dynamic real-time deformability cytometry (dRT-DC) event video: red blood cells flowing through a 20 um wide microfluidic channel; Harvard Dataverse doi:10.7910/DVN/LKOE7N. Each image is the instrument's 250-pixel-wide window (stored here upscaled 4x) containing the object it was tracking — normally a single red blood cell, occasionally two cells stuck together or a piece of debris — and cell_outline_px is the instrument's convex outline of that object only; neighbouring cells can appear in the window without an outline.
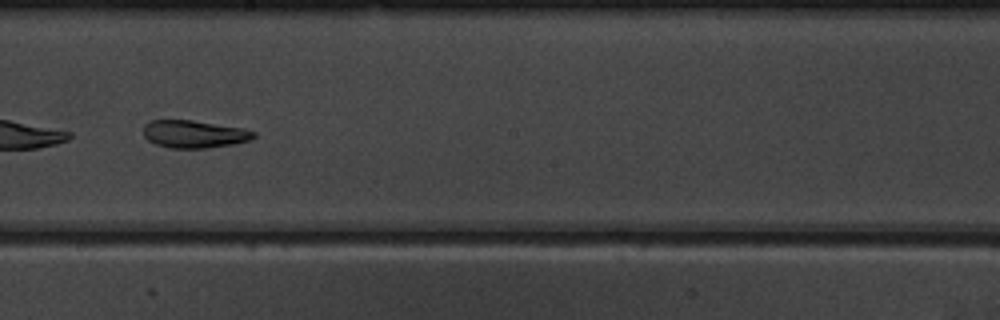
{"species": "common noctule bat (a hibernating species)", "species_latin": "Nyctalus noctula", "temperature_condition": "warm", "stored_images_in_passage": 33, "camera_frame_rate_fps": 3000, "um_per_image_px": 0.085, "animal": {"sex": "male", "body_mass_g": 19.5, "forearm_length_mm": 54.6}, "frame": {"image": 1, "passage_image": 15, "time_ms": 4.667, "image_size_px": [1000, 320], "cell_outline_px": [[256, 136], [248, 140], [232, 144], [208, 148], [172, 148], [156, 144], [148, 140], [144, 136], [144, 124], [148, 120], [192, 120], [244, 128], [256, 132]], "centroid_in_image_um": [16.49, 11.39], "position_along_channel_um": 231.7, "area_um2": 17.74}}
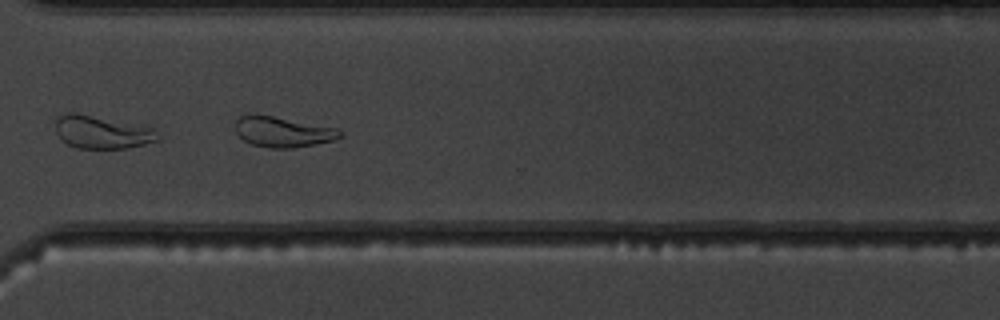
{"frame": {"image": 2, "passage_image": 24, "time_ms": 7.667, "image_size_px": [1000, 320], "cell_outline_px": [[344, 136], [336, 140], [296, 148], [268, 148], [252, 144], [244, 140], [236, 132], [236, 120], [240, 116], [256, 112], [340, 128], [344, 132]], "centroid_in_image_um": [24.1, 11.18], "position_along_channel_um": 346.5, "area_um2": 19.31}, "authors_computed_cell_mechanics": {"area_um2": 18.3226, "velocity_mm_per_s": 3.8355, "shape_relaxation_time_tau1_ms": null, "shape_relaxation_time_tau2_ms": 4.3133, "deformation_change_tau1": null, "deformation_change_tau2": 0.1114}}